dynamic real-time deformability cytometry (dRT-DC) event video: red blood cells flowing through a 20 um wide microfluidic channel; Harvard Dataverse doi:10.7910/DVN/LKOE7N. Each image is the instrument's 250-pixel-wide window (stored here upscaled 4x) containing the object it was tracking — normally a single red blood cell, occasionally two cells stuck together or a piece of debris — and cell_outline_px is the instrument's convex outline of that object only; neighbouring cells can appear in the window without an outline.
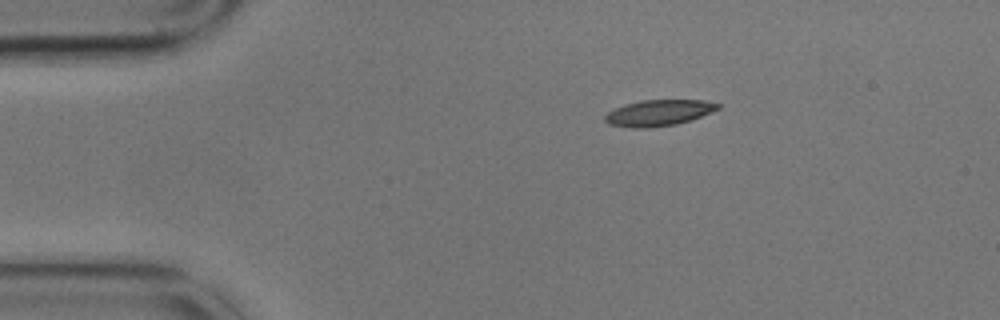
{"species": "common noctule bat (a hibernating species)", "species_latin": "Nyctalus noctula", "temperature_condition": "cold", "stored_images_in_passage": 4, "camera_frame_rate_fps": 3000, "um_per_image_px": 0.085, "animal": {"sex": "male", "body_mass_g": 17.9}, "frame": {"image": 1, "passage_image": 1, "time_ms": 0.0, "image_size_px": [1000, 320], "cell_outline_px": [[720, 108], [712, 112], [676, 124], [648, 128], [632, 128], [608, 124], [604, 120], [604, 116], [608, 112], [624, 104], [640, 100], [704, 100], [720, 104]], "centroid_in_image_um": [55.96, 9.59], "position_along_channel_um": 29.0, "area_um2": 17.11}}
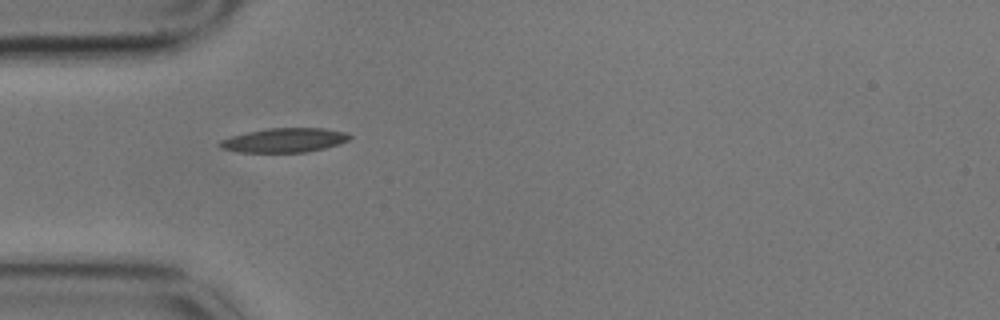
{"frame": {"image": 2, "passage_image": 3, "time_ms": 0.667, "image_size_px": [1000, 320], "cell_outline_px": [[352, 136], [348, 140], [340, 144], [324, 148], [304, 152], [240, 152], [220, 148], [216, 144], [220, 140], [232, 136], [248, 132], [268, 128], [324, 128], [344, 132]], "centroid_in_image_um": [24.15, 11.92], "position_along_channel_um": 60.8, "area_um2": 18.26}}